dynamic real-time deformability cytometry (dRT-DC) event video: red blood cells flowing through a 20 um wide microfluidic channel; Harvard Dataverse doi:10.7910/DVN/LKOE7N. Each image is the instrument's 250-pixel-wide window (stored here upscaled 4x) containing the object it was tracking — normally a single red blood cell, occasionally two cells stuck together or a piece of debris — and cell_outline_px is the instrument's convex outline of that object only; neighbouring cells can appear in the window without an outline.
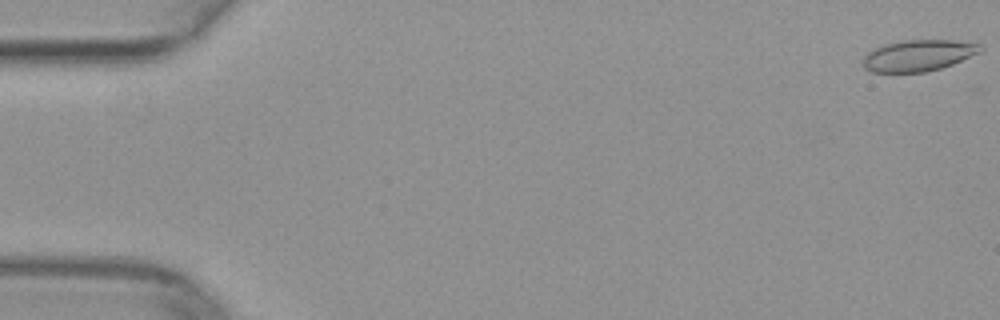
{"species": "common noctule bat (a hibernating species)", "species_latin": "Nyctalus noctula", "temperature_condition": "warm", "stored_images_in_passage": 46, "camera_frame_rate_fps": 3000, "um_per_image_px": 0.085, "animal": {"sex": "female", "body_mass_g": 29.2, "forearm_length_mm": 56.3}, "frame": {"image": 1, "passage_image": 1, "time_ms": 0.0, "image_size_px": [1000, 320], "cell_outline_px": [[984, 48], [980, 52], [952, 64], [940, 68], [924, 72], [872, 72], [864, 68], [864, 56], [868, 52], [884, 44], [904, 40], [956, 40], [980, 44]], "centroid_in_image_um": [78.07, 4.71], "position_along_channel_um": 6.9, "area_um2": 21.27}}
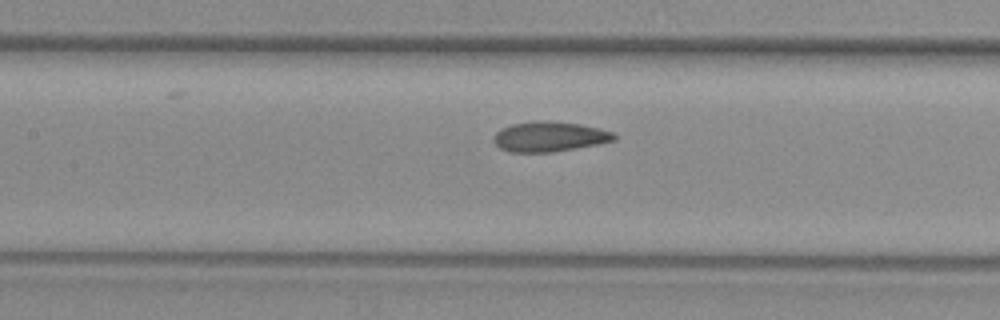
{"frame": {"image": 2, "passage_image": 24, "time_ms": 7.667, "image_size_px": [1000, 320], "cell_outline_px": [[616, 140], [596, 144], [552, 152], [508, 152], [500, 148], [492, 140], [496, 132], [500, 128], [512, 124], [536, 120], [580, 124], [600, 128], [612, 132], [616, 136]], "centroid_in_image_um": [46.66, 11.61], "position_along_channel_um": 160.7, "area_um2": 20.98}}
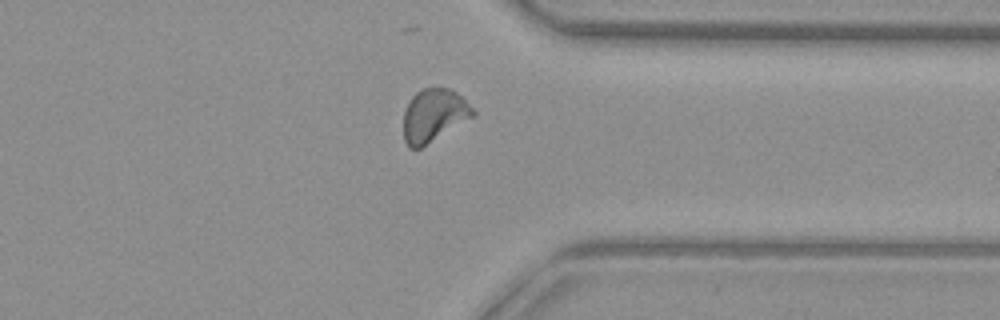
{"frame": {"image": 3, "passage_image": 40, "time_ms": 13.0, "image_size_px": [1000, 320], "cell_outline_px": [[476, 116], [420, 148], [408, 148], [404, 140], [404, 108], [412, 96], [420, 88], [448, 88], [456, 92], [476, 112]], "centroid_in_image_um": [36.87, 9.81], "position_along_channel_um": 374.5, "area_um2": 21.44}}